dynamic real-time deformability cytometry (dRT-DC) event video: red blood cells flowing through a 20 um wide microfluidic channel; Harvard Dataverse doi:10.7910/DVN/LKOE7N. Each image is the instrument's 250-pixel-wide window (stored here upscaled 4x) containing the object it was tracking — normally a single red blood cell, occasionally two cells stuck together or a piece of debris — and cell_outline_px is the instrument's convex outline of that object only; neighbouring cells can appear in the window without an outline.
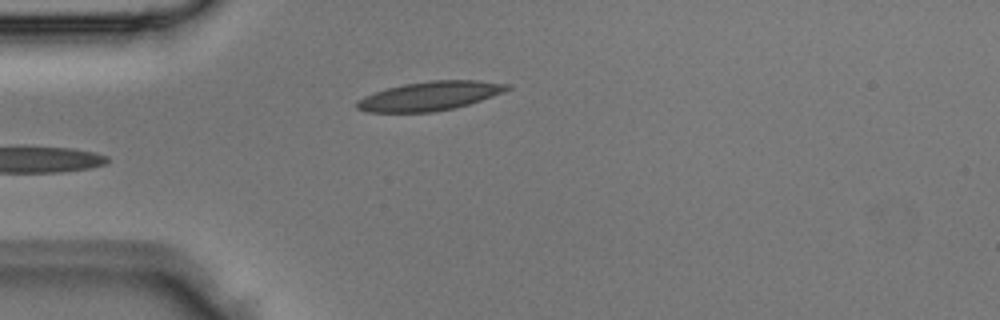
{"species": "Egyptian fruit bat (a non-hibernating species)", "species_latin": "Rousettus aegyptiacus", "temperature_condition": "room temperature", "stored_images_in_passage": 3, "camera_frame_rate_fps": 3000, "um_per_image_px": 0.085, "animal": {"sex": "male"}, "frame": {"image": 1, "passage_image": 3, "time_ms": 0.667, "image_size_px": [1000, 320], "cell_outline_px": [[512, 88], [504, 92], [456, 108], [432, 112], [364, 112], [356, 108], [356, 104], [364, 96], [388, 88], [404, 84], [432, 80], [480, 80], [508, 84]], "centroid_in_image_um": [36.56, 8.16], "position_along_channel_um": 48.4, "area_um2": 25.26}}